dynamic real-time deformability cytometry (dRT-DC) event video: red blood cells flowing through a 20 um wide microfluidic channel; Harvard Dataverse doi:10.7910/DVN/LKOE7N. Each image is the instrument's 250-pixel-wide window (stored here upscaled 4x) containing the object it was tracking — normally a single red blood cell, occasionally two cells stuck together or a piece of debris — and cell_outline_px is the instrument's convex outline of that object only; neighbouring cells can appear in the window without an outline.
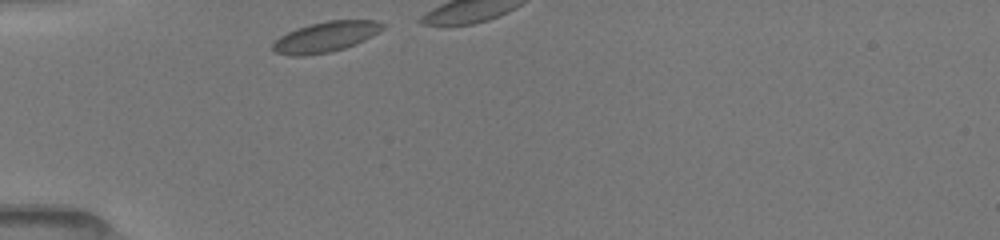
{"species": "common noctule bat (a hibernating species)", "species_latin": "Nyctalus noctula", "temperature_condition": "room temperature", "stored_images_in_passage": 7, "camera_frame_rate_fps": 3000, "um_per_image_px": 0.085, "animal": {"sex": "female", "body_mass_g": 19.5, "forearm_length_mm": 54.1}, "frame": {"image": 1, "passage_image": 1, "time_ms": 0.0, "image_size_px": [1000, 240], "cell_outline_px": [[388, 24], [384, 28], [372, 36], [356, 44], [332, 52], [304, 56], [288, 56], [276, 52], [272, 48], [272, 44], [280, 36], [296, 28], [308, 24], [328, 20], [376, 20]], "centroid_in_image_um": [27.7, 3.13], "position_along_channel_um": 57.3, "area_um2": 19.71}}